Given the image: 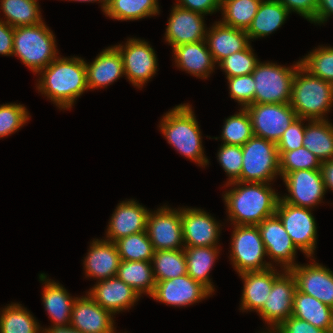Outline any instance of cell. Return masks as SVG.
<instances>
[{"label": "cell", "mask_w": 333, "mask_h": 333, "mask_svg": "<svg viewBox=\"0 0 333 333\" xmlns=\"http://www.w3.org/2000/svg\"><path fill=\"white\" fill-rule=\"evenodd\" d=\"M226 185H236L223 195L233 225L257 226L276 213L280 196L270 184L236 181Z\"/></svg>", "instance_id": "obj_1"}, {"label": "cell", "mask_w": 333, "mask_h": 333, "mask_svg": "<svg viewBox=\"0 0 333 333\" xmlns=\"http://www.w3.org/2000/svg\"><path fill=\"white\" fill-rule=\"evenodd\" d=\"M39 74L38 90L62 109L71 108L88 90L85 61L81 58L57 57Z\"/></svg>", "instance_id": "obj_2"}, {"label": "cell", "mask_w": 333, "mask_h": 333, "mask_svg": "<svg viewBox=\"0 0 333 333\" xmlns=\"http://www.w3.org/2000/svg\"><path fill=\"white\" fill-rule=\"evenodd\" d=\"M191 105L180 104L161 119L160 129L170 145L201 166L208 164L202 147L201 131Z\"/></svg>", "instance_id": "obj_3"}, {"label": "cell", "mask_w": 333, "mask_h": 333, "mask_svg": "<svg viewBox=\"0 0 333 333\" xmlns=\"http://www.w3.org/2000/svg\"><path fill=\"white\" fill-rule=\"evenodd\" d=\"M290 106L298 118L325 120L324 113L333 106V83L313 76L299 65L292 82Z\"/></svg>", "instance_id": "obj_4"}, {"label": "cell", "mask_w": 333, "mask_h": 333, "mask_svg": "<svg viewBox=\"0 0 333 333\" xmlns=\"http://www.w3.org/2000/svg\"><path fill=\"white\" fill-rule=\"evenodd\" d=\"M55 42L53 32L44 22L16 27L14 28L13 55L18 56L25 66L38 74L58 57Z\"/></svg>", "instance_id": "obj_5"}, {"label": "cell", "mask_w": 333, "mask_h": 333, "mask_svg": "<svg viewBox=\"0 0 333 333\" xmlns=\"http://www.w3.org/2000/svg\"><path fill=\"white\" fill-rule=\"evenodd\" d=\"M299 65L300 61L291 68L259 61L251 73L255 81L253 104L290 103L292 82Z\"/></svg>", "instance_id": "obj_6"}, {"label": "cell", "mask_w": 333, "mask_h": 333, "mask_svg": "<svg viewBox=\"0 0 333 333\" xmlns=\"http://www.w3.org/2000/svg\"><path fill=\"white\" fill-rule=\"evenodd\" d=\"M242 154L240 182L269 184L280 175L276 143L253 135L242 145Z\"/></svg>", "instance_id": "obj_7"}, {"label": "cell", "mask_w": 333, "mask_h": 333, "mask_svg": "<svg viewBox=\"0 0 333 333\" xmlns=\"http://www.w3.org/2000/svg\"><path fill=\"white\" fill-rule=\"evenodd\" d=\"M231 239L230 257L238 274L272 268L270 262L263 261L267 253L257 226L234 225Z\"/></svg>", "instance_id": "obj_8"}, {"label": "cell", "mask_w": 333, "mask_h": 333, "mask_svg": "<svg viewBox=\"0 0 333 333\" xmlns=\"http://www.w3.org/2000/svg\"><path fill=\"white\" fill-rule=\"evenodd\" d=\"M275 214L295 246L307 257H313L317 243V227L311 209L291 205L280 198Z\"/></svg>", "instance_id": "obj_9"}, {"label": "cell", "mask_w": 333, "mask_h": 333, "mask_svg": "<svg viewBox=\"0 0 333 333\" xmlns=\"http://www.w3.org/2000/svg\"><path fill=\"white\" fill-rule=\"evenodd\" d=\"M253 135L277 144L285 130L298 118L288 104H251L245 107Z\"/></svg>", "instance_id": "obj_10"}, {"label": "cell", "mask_w": 333, "mask_h": 333, "mask_svg": "<svg viewBox=\"0 0 333 333\" xmlns=\"http://www.w3.org/2000/svg\"><path fill=\"white\" fill-rule=\"evenodd\" d=\"M146 232L154 251L184 249L181 209L163 206L149 212Z\"/></svg>", "instance_id": "obj_11"}, {"label": "cell", "mask_w": 333, "mask_h": 333, "mask_svg": "<svg viewBox=\"0 0 333 333\" xmlns=\"http://www.w3.org/2000/svg\"><path fill=\"white\" fill-rule=\"evenodd\" d=\"M119 50L128 80L140 88L147 83L157 71V58L148 42L130 38L125 45H115Z\"/></svg>", "instance_id": "obj_12"}, {"label": "cell", "mask_w": 333, "mask_h": 333, "mask_svg": "<svg viewBox=\"0 0 333 333\" xmlns=\"http://www.w3.org/2000/svg\"><path fill=\"white\" fill-rule=\"evenodd\" d=\"M282 178L290 195L280 197L284 202L312 209L323 200L326 188L321 169L297 170Z\"/></svg>", "instance_id": "obj_13"}, {"label": "cell", "mask_w": 333, "mask_h": 333, "mask_svg": "<svg viewBox=\"0 0 333 333\" xmlns=\"http://www.w3.org/2000/svg\"><path fill=\"white\" fill-rule=\"evenodd\" d=\"M296 280L291 271H284L273 283L263 307L258 311L262 319L271 325L268 331H274L282 322L292 316L293 297Z\"/></svg>", "instance_id": "obj_14"}, {"label": "cell", "mask_w": 333, "mask_h": 333, "mask_svg": "<svg viewBox=\"0 0 333 333\" xmlns=\"http://www.w3.org/2000/svg\"><path fill=\"white\" fill-rule=\"evenodd\" d=\"M257 227L270 259L281 263L284 271H290L298 265L296 262L294 263L298 248L276 214L264 219Z\"/></svg>", "instance_id": "obj_15"}, {"label": "cell", "mask_w": 333, "mask_h": 333, "mask_svg": "<svg viewBox=\"0 0 333 333\" xmlns=\"http://www.w3.org/2000/svg\"><path fill=\"white\" fill-rule=\"evenodd\" d=\"M210 295L212 293L206 287L186 274L174 279L156 281L151 297L171 306L185 307Z\"/></svg>", "instance_id": "obj_16"}, {"label": "cell", "mask_w": 333, "mask_h": 333, "mask_svg": "<svg viewBox=\"0 0 333 333\" xmlns=\"http://www.w3.org/2000/svg\"><path fill=\"white\" fill-rule=\"evenodd\" d=\"M181 222L185 247H217L220 226L206 211L182 208Z\"/></svg>", "instance_id": "obj_17"}, {"label": "cell", "mask_w": 333, "mask_h": 333, "mask_svg": "<svg viewBox=\"0 0 333 333\" xmlns=\"http://www.w3.org/2000/svg\"><path fill=\"white\" fill-rule=\"evenodd\" d=\"M290 271L296 280L298 291L333 308V272L330 269L314 261L309 265H297Z\"/></svg>", "instance_id": "obj_18"}, {"label": "cell", "mask_w": 333, "mask_h": 333, "mask_svg": "<svg viewBox=\"0 0 333 333\" xmlns=\"http://www.w3.org/2000/svg\"><path fill=\"white\" fill-rule=\"evenodd\" d=\"M113 314L102 308L88 294L76 297L70 326L82 333H115Z\"/></svg>", "instance_id": "obj_19"}, {"label": "cell", "mask_w": 333, "mask_h": 333, "mask_svg": "<svg viewBox=\"0 0 333 333\" xmlns=\"http://www.w3.org/2000/svg\"><path fill=\"white\" fill-rule=\"evenodd\" d=\"M200 13L174 6L164 36L172 48L206 38L207 31Z\"/></svg>", "instance_id": "obj_20"}, {"label": "cell", "mask_w": 333, "mask_h": 333, "mask_svg": "<svg viewBox=\"0 0 333 333\" xmlns=\"http://www.w3.org/2000/svg\"><path fill=\"white\" fill-rule=\"evenodd\" d=\"M88 295L114 315L131 308L140 297L138 292L117 276L98 281Z\"/></svg>", "instance_id": "obj_21"}, {"label": "cell", "mask_w": 333, "mask_h": 333, "mask_svg": "<svg viewBox=\"0 0 333 333\" xmlns=\"http://www.w3.org/2000/svg\"><path fill=\"white\" fill-rule=\"evenodd\" d=\"M107 228L108 241L146 231L149 210L134 200L122 201L116 207Z\"/></svg>", "instance_id": "obj_22"}, {"label": "cell", "mask_w": 333, "mask_h": 333, "mask_svg": "<svg viewBox=\"0 0 333 333\" xmlns=\"http://www.w3.org/2000/svg\"><path fill=\"white\" fill-rule=\"evenodd\" d=\"M120 261L114 242L94 239L83 262L86 277H94L98 281L116 277Z\"/></svg>", "instance_id": "obj_23"}, {"label": "cell", "mask_w": 333, "mask_h": 333, "mask_svg": "<svg viewBox=\"0 0 333 333\" xmlns=\"http://www.w3.org/2000/svg\"><path fill=\"white\" fill-rule=\"evenodd\" d=\"M205 41L215 63H220L229 55L250 45L245 30L224 25L220 21L207 31Z\"/></svg>", "instance_id": "obj_24"}, {"label": "cell", "mask_w": 333, "mask_h": 333, "mask_svg": "<svg viewBox=\"0 0 333 333\" xmlns=\"http://www.w3.org/2000/svg\"><path fill=\"white\" fill-rule=\"evenodd\" d=\"M85 66L88 90L107 87L125 75L122 56L115 46L104 49L92 63L85 62Z\"/></svg>", "instance_id": "obj_25"}, {"label": "cell", "mask_w": 333, "mask_h": 333, "mask_svg": "<svg viewBox=\"0 0 333 333\" xmlns=\"http://www.w3.org/2000/svg\"><path fill=\"white\" fill-rule=\"evenodd\" d=\"M272 267L264 271L243 272L239 274L244 281L241 297V310L258 312L269 296L274 280L280 275Z\"/></svg>", "instance_id": "obj_26"}, {"label": "cell", "mask_w": 333, "mask_h": 333, "mask_svg": "<svg viewBox=\"0 0 333 333\" xmlns=\"http://www.w3.org/2000/svg\"><path fill=\"white\" fill-rule=\"evenodd\" d=\"M172 50L176 66L196 77L207 78L216 65L205 40L182 44Z\"/></svg>", "instance_id": "obj_27"}, {"label": "cell", "mask_w": 333, "mask_h": 333, "mask_svg": "<svg viewBox=\"0 0 333 333\" xmlns=\"http://www.w3.org/2000/svg\"><path fill=\"white\" fill-rule=\"evenodd\" d=\"M39 279L45 284L42 301L53 326L70 325L72 305L76 298L71 297L59 283L47 279L44 273L39 275Z\"/></svg>", "instance_id": "obj_28"}, {"label": "cell", "mask_w": 333, "mask_h": 333, "mask_svg": "<svg viewBox=\"0 0 333 333\" xmlns=\"http://www.w3.org/2000/svg\"><path fill=\"white\" fill-rule=\"evenodd\" d=\"M290 12L277 0H263L246 33L249 40L265 37L280 28Z\"/></svg>", "instance_id": "obj_29"}, {"label": "cell", "mask_w": 333, "mask_h": 333, "mask_svg": "<svg viewBox=\"0 0 333 333\" xmlns=\"http://www.w3.org/2000/svg\"><path fill=\"white\" fill-rule=\"evenodd\" d=\"M333 308L311 295L304 294L297 289L293 297L292 316L305 320L314 327L328 332L331 324Z\"/></svg>", "instance_id": "obj_30"}, {"label": "cell", "mask_w": 333, "mask_h": 333, "mask_svg": "<svg viewBox=\"0 0 333 333\" xmlns=\"http://www.w3.org/2000/svg\"><path fill=\"white\" fill-rule=\"evenodd\" d=\"M184 253L187 274L213 293L215 290L209 278V273L218 256L219 249H217V247L204 246L184 247Z\"/></svg>", "instance_id": "obj_31"}, {"label": "cell", "mask_w": 333, "mask_h": 333, "mask_svg": "<svg viewBox=\"0 0 333 333\" xmlns=\"http://www.w3.org/2000/svg\"><path fill=\"white\" fill-rule=\"evenodd\" d=\"M303 145L321 162L333 159V125L326 120H310L306 125Z\"/></svg>", "instance_id": "obj_32"}, {"label": "cell", "mask_w": 333, "mask_h": 333, "mask_svg": "<svg viewBox=\"0 0 333 333\" xmlns=\"http://www.w3.org/2000/svg\"><path fill=\"white\" fill-rule=\"evenodd\" d=\"M117 277L131 286L136 292L149 296L154 292L156 281L153 274L152 261L121 260Z\"/></svg>", "instance_id": "obj_33"}, {"label": "cell", "mask_w": 333, "mask_h": 333, "mask_svg": "<svg viewBox=\"0 0 333 333\" xmlns=\"http://www.w3.org/2000/svg\"><path fill=\"white\" fill-rule=\"evenodd\" d=\"M117 20H140L159 13L157 0H109L104 12Z\"/></svg>", "instance_id": "obj_34"}, {"label": "cell", "mask_w": 333, "mask_h": 333, "mask_svg": "<svg viewBox=\"0 0 333 333\" xmlns=\"http://www.w3.org/2000/svg\"><path fill=\"white\" fill-rule=\"evenodd\" d=\"M152 264L155 281L174 279L187 274L184 249L154 251Z\"/></svg>", "instance_id": "obj_35"}, {"label": "cell", "mask_w": 333, "mask_h": 333, "mask_svg": "<svg viewBox=\"0 0 333 333\" xmlns=\"http://www.w3.org/2000/svg\"><path fill=\"white\" fill-rule=\"evenodd\" d=\"M0 5L5 22L13 28L43 22L37 0H1Z\"/></svg>", "instance_id": "obj_36"}, {"label": "cell", "mask_w": 333, "mask_h": 333, "mask_svg": "<svg viewBox=\"0 0 333 333\" xmlns=\"http://www.w3.org/2000/svg\"><path fill=\"white\" fill-rule=\"evenodd\" d=\"M260 0H221L222 24L247 30L255 17Z\"/></svg>", "instance_id": "obj_37"}, {"label": "cell", "mask_w": 333, "mask_h": 333, "mask_svg": "<svg viewBox=\"0 0 333 333\" xmlns=\"http://www.w3.org/2000/svg\"><path fill=\"white\" fill-rule=\"evenodd\" d=\"M0 333H43L36 319L21 304H11L1 310Z\"/></svg>", "instance_id": "obj_38"}, {"label": "cell", "mask_w": 333, "mask_h": 333, "mask_svg": "<svg viewBox=\"0 0 333 333\" xmlns=\"http://www.w3.org/2000/svg\"><path fill=\"white\" fill-rule=\"evenodd\" d=\"M124 261H152L154 249L146 231L122 237L114 242Z\"/></svg>", "instance_id": "obj_39"}, {"label": "cell", "mask_w": 333, "mask_h": 333, "mask_svg": "<svg viewBox=\"0 0 333 333\" xmlns=\"http://www.w3.org/2000/svg\"><path fill=\"white\" fill-rule=\"evenodd\" d=\"M253 136L250 117L245 108L228 117L223 126L221 139L223 144L242 146Z\"/></svg>", "instance_id": "obj_40"}, {"label": "cell", "mask_w": 333, "mask_h": 333, "mask_svg": "<svg viewBox=\"0 0 333 333\" xmlns=\"http://www.w3.org/2000/svg\"><path fill=\"white\" fill-rule=\"evenodd\" d=\"M300 65L313 76L333 83V47H319L300 60Z\"/></svg>", "instance_id": "obj_41"}, {"label": "cell", "mask_w": 333, "mask_h": 333, "mask_svg": "<svg viewBox=\"0 0 333 333\" xmlns=\"http://www.w3.org/2000/svg\"><path fill=\"white\" fill-rule=\"evenodd\" d=\"M321 166V160L304 146L293 151L283 152L279 156V170L282 177L289 172L302 169L319 170Z\"/></svg>", "instance_id": "obj_42"}, {"label": "cell", "mask_w": 333, "mask_h": 333, "mask_svg": "<svg viewBox=\"0 0 333 333\" xmlns=\"http://www.w3.org/2000/svg\"><path fill=\"white\" fill-rule=\"evenodd\" d=\"M259 60L255 57L252 47L235 52L223 59L218 65L226 73V78L251 74Z\"/></svg>", "instance_id": "obj_43"}, {"label": "cell", "mask_w": 333, "mask_h": 333, "mask_svg": "<svg viewBox=\"0 0 333 333\" xmlns=\"http://www.w3.org/2000/svg\"><path fill=\"white\" fill-rule=\"evenodd\" d=\"M29 120L27 109L21 104L0 105V138L13 134Z\"/></svg>", "instance_id": "obj_44"}, {"label": "cell", "mask_w": 333, "mask_h": 333, "mask_svg": "<svg viewBox=\"0 0 333 333\" xmlns=\"http://www.w3.org/2000/svg\"><path fill=\"white\" fill-rule=\"evenodd\" d=\"M217 154L221 166L230 179H228L227 184L236 181L240 182L243 157L242 146L223 144Z\"/></svg>", "instance_id": "obj_45"}, {"label": "cell", "mask_w": 333, "mask_h": 333, "mask_svg": "<svg viewBox=\"0 0 333 333\" xmlns=\"http://www.w3.org/2000/svg\"><path fill=\"white\" fill-rule=\"evenodd\" d=\"M230 89V97L237 100L242 108L254 101L255 81L252 74L226 78Z\"/></svg>", "instance_id": "obj_46"}, {"label": "cell", "mask_w": 333, "mask_h": 333, "mask_svg": "<svg viewBox=\"0 0 333 333\" xmlns=\"http://www.w3.org/2000/svg\"><path fill=\"white\" fill-rule=\"evenodd\" d=\"M302 118H297L283 133L276 146L278 149V155L283 152L293 151L300 147H303V139L306 126H303Z\"/></svg>", "instance_id": "obj_47"}, {"label": "cell", "mask_w": 333, "mask_h": 333, "mask_svg": "<svg viewBox=\"0 0 333 333\" xmlns=\"http://www.w3.org/2000/svg\"><path fill=\"white\" fill-rule=\"evenodd\" d=\"M273 333H328L325 330L314 327L305 320L290 316L282 322Z\"/></svg>", "instance_id": "obj_48"}, {"label": "cell", "mask_w": 333, "mask_h": 333, "mask_svg": "<svg viewBox=\"0 0 333 333\" xmlns=\"http://www.w3.org/2000/svg\"><path fill=\"white\" fill-rule=\"evenodd\" d=\"M289 12H297L305 19L312 21L316 17L318 0H277Z\"/></svg>", "instance_id": "obj_49"}, {"label": "cell", "mask_w": 333, "mask_h": 333, "mask_svg": "<svg viewBox=\"0 0 333 333\" xmlns=\"http://www.w3.org/2000/svg\"><path fill=\"white\" fill-rule=\"evenodd\" d=\"M176 6L200 13L202 15L212 14L221 10V0H179Z\"/></svg>", "instance_id": "obj_50"}, {"label": "cell", "mask_w": 333, "mask_h": 333, "mask_svg": "<svg viewBox=\"0 0 333 333\" xmlns=\"http://www.w3.org/2000/svg\"><path fill=\"white\" fill-rule=\"evenodd\" d=\"M14 28L0 18V55H13Z\"/></svg>", "instance_id": "obj_51"}, {"label": "cell", "mask_w": 333, "mask_h": 333, "mask_svg": "<svg viewBox=\"0 0 333 333\" xmlns=\"http://www.w3.org/2000/svg\"><path fill=\"white\" fill-rule=\"evenodd\" d=\"M333 14V0H318L316 17L311 23H324Z\"/></svg>", "instance_id": "obj_52"}, {"label": "cell", "mask_w": 333, "mask_h": 333, "mask_svg": "<svg viewBox=\"0 0 333 333\" xmlns=\"http://www.w3.org/2000/svg\"><path fill=\"white\" fill-rule=\"evenodd\" d=\"M321 172L326 191L329 188L333 190V159L322 162Z\"/></svg>", "instance_id": "obj_53"}, {"label": "cell", "mask_w": 333, "mask_h": 333, "mask_svg": "<svg viewBox=\"0 0 333 333\" xmlns=\"http://www.w3.org/2000/svg\"><path fill=\"white\" fill-rule=\"evenodd\" d=\"M43 333H82L76 328L71 327L70 325L66 326H51L50 328L43 329Z\"/></svg>", "instance_id": "obj_54"}, {"label": "cell", "mask_w": 333, "mask_h": 333, "mask_svg": "<svg viewBox=\"0 0 333 333\" xmlns=\"http://www.w3.org/2000/svg\"><path fill=\"white\" fill-rule=\"evenodd\" d=\"M70 1H78V2H93V1H99V3L101 2L102 4V11L105 12L107 5L109 3V0H70Z\"/></svg>", "instance_id": "obj_55"}, {"label": "cell", "mask_w": 333, "mask_h": 333, "mask_svg": "<svg viewBox=\"0 0 333 333\" xmlns=\"http://www.w3.org/2000/svg\"><path fill=\"white\" fill-rule=\"evenodd\" d=\"M328 333H333V311H332V315H331V324H330V328L328 330Z\"/></svg>", "instance_id": "obj_56"}, {"label": "cell", "mask_w": 333, "mask_h": 333, "mask_svg": "<svg viewBox=\"0 0 333 333\" xmlns=\"http://www.w3.org/2000/svg\"><path fill=\"white\" fill-rule=\"evenodd\" d=\"M261 333H273V332L272 331H269V332L267 331V332H261Z\"/></svg>", "instance_id": "obj_57"}]
</instances>
